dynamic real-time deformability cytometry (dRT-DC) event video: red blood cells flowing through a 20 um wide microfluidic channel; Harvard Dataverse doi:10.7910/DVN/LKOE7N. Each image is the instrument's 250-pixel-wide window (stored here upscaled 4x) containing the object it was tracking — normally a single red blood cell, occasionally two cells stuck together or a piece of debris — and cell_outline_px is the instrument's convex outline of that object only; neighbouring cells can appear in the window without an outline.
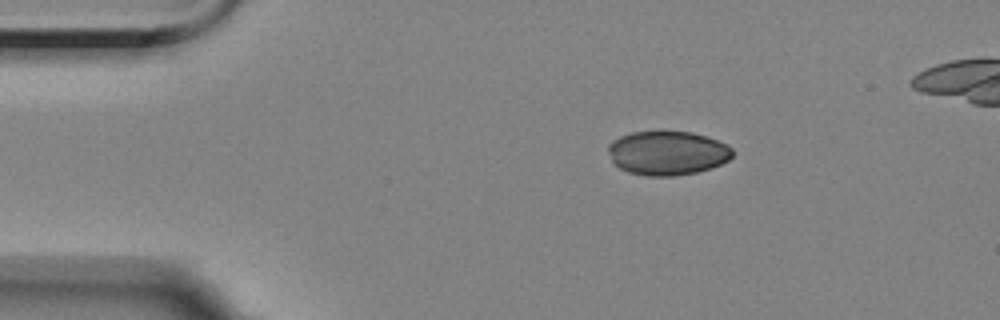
{"species": "Egyptian fruit bat (a non-hibernating species)", "species_latin": "Rousettus aegyptiacus", "temperature_condition": "room temperature", "stored_images_in_passage": 10, "camera_frame_rate_fps": 3000, "um_per_image_px": 0.085, "animal": {"sex": "female"}, "frame": {"image": 1, "passage_image": 1, "time_ms": 0.0, "image_size_px": [1000, 320], "cell_outline_px": [[732, 156], [728, 160], [712, 168], [696, 172], [672, 176], [648, 176], [628, 172], [620, 168], [612, 160], [608, 152], [608, 144], [612, 140], [620, 136], [632, 132], [692, 132], [728, 144], [732, 148]], "centroid_in_image_um": [56.72, 13.01], "position_along_channel_um": 28.3, "area_um2": 31.79}}
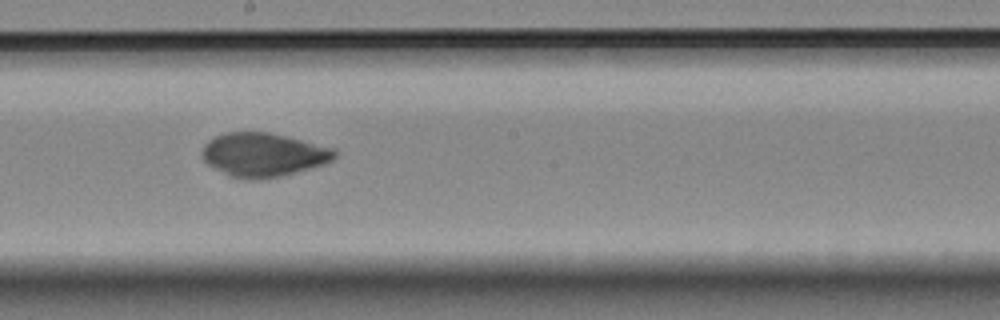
{"frame": {"image": 2, "passage_image": 7, "time_ms": 7.0, "image_size_px": [1000, 320], "cell_outline_px": [[336, 156], [332, 160], [324, 164], [296, 172], [280, 176], [260, 180], [248, 180], [232, 176], [208, 164], [200, 156], [200, 152], [204, 144], [208, 140], [216, 136], [228, 132], [268, 132], [336, 148]], "centroid_in_image_um": [22.38, 13.15], "position_along_channel_um": 225.8, "area_um2": 33.76}}
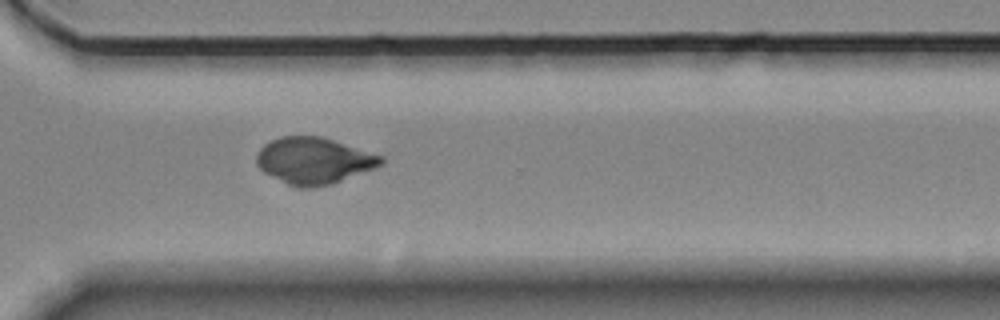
{"frame": {"image": 3, "passage_image": 10, "time_ms": 10.333, "image_size_px": [1000, 320], "cell_outline_px": [[384, 164], [376, 168], [332, 184], [316, 188], [300, 188], [288, 184], [264, 172], [256, 164], [256, 152], [264, 144], [280, 136], [320, 136], [384, 156]], "centroid_in_image_um": [26.69, 13.67], "position_along_channel_um": 343.9, "area_um2": 33.93}}